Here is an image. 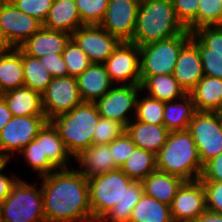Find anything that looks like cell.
Returning a JSON list of instances; mask_svg holds the SVG:
<instances>
[{
  "mask_svg": "<svg viewBox=\"0 0 222 222\" xmlns=\"http://www.w3.org/2000/svg\"><path fill=\"white\" fill-rule=\"evenodd\" d=\"M23 86L22 50L12 47L0 55V94Z\"/></svg>",
  "mask_w": 222,
  "mask_h": 222,
  "instance_id": "obj_28",
  "label": "cell"
},
{
  "mask_svg": "<svg viewBox=\"0 0 222 222\" xmlns=\"http://www.w3.org/2000/svg\"><path fill=\"white\" fill-rule=\"evenodd\" d=\"M100 117L95 103L82 101L71 111L54 117L50 122L57 129L68 152L75 158L92 145Z\"/></svg>",
  "mask_w": 222,
  "mask_h": 222,
  "instance_id": "obj_5",
  "label": "cell"
},
{
  "mask_svg": "<svg viewBox=\"0 0 222 222\" xmlns=\"http://www.w3.org/2000/svg\"><path fill=\"white\" fill-rule=\"evenodd\" d=\"M120 169L134 181H142L157 170L156 155L136 147Z\"/></svg>",
  "mask_w": 222,
  "mask_h": 222,
  "instance_id": "obj_31",
  "label": "cell"
},
{
  "mask_svg": "<svg viewBox=\"0 0 222 222\" xmlns=\"http://www.w3.org/2000/svg\"><path fill=\"white\" fill-rule=\"evenodd\" d=\"M81 100L95 103L114 85L104 64L92 63L77 77Z\"/></svg>",
  "mask_w": 222,
  "mask_h": 222,
  "instance_id": "obj_19",
  "label": "cell"
},
{
  "mask_svg": "<svg viewBox=\"0 0 222 222\" xmlns=\"http://www.w3.org/2000/svg\"><path fill=\"white\" fill-rule=\"evenodd\" d=\"M138 96L135 110V120L147 124L164 125V102L149 95Z\"/></svg>",
  "mask_w": 222,
  "mask_h": 222,
  "instance_id": "obj_34",
  "label": "cell"
},
{
  "mask_svg": "<svg viewBox=\"0 0 222 222\" xmlns=\"http://www.w3.org/2000/svg\"><path fill=\"white\" fill-rule=\"evenodd\" d=\"M191 39V32L139 47L140 76L173 74L182 47Z\"/></svg>",
  "mask_w": 222,
  "mask_h": 222,
  "instance_id": "obj_7",
  "label": "cell"
},
{
  "mask_svg": "<svg viewBox=\"0 0 222 222\" xmlns=\"http://www.w3.org/2000/svg\"><path fill=\"white\" fill-rule=\"evenodd\" d=\"M0 222H46L41 185L18 178L0 204Z\"/></svg>",
  "mask_w": 222,
  "mask_h": 222,
  "instance_id": "obj_6",
  "label": "cell"
},
{
  "mask_svg": "<svg viewBox=\"0 0 222 222\" xmlns=\"http://www.w3.org/2000/svg\"><path fill=\"white\" fill-rule=\"evenodd\" d=\"M191 40L198 46L200 54L222 57V28L201 27L191 33Z\"/></svg>",
  "mask_w": 222,
  "mask_h": 222,
  "instance_id": "obj_33",
  "label": "cell"
},
{
  "mask_svg": "<svg viewBox=\"0 0 222 222\" xmlns=\"http://www.w3.org/2000/svg\"><path fill=\"white\" fill-rule=\"evenodd\" d=\"M42 27V23L17 9L11 2H0V32L11 47H19Z\"/></svg>",
  "mask_w": 222,
  "mask_h": 222,
  "instance_id": "obj_14",
  "label": "cell"
},
{
  "mask_svg": "<svg viewBox=\"0 0 222 222\" xmlns=\"http://www.w3.org/2000/svg\"><path fill=\"white\" fill-rule=\"evenodd\" d=\"M38 59L53 78L69 76L62 54L49 53Z\"/></svg>",
  "mask_w": 222,
  "mask_h": 222,
  "instance_id": "obj_45",
  "label": "cell"
},
{
  "mask_svg": "<svg viewBox=\"0 0 222 222\" xmlns=\"http://www.w3.org/2000/svg\"><path fill=\"white\" fill-rule=\"evenodd\" d=\"M202 165L222 153V119L219 112L197 111L187 129Z\"/></svg>",
  "mask_w": 222,
  "mask_h": 222,
  "instance_id": "obj_8",
  "label": "cell"
},
{
  "mask_svg": "<svg viewBox=\"0 0 222 222\" xmlns=\"http://www.w3.org/2000/svg\"><path fill=\"white\" fill-rule=\"evenodd\" d=\"M54 0H12L11 3L19 10L44 23Z\"/></svg>",
  "mask_w": 222,
  "mask_h": 222,
  "instance_id": "obj_41",
  "label": "cell"
},
{
  "mask_svg": "<svg viewBox=\"0 0 222 222\" xmlns=\"http://www.w3.org/2000/svg\"><path fill=\"white\" fill-rule=\"evenodd\" d=\"M62 57L71 77L77 78L92 64L84 51L72 38L65 45Z\"/></svg>",
  "mask_w": 222,
  "mask_h": 222,
  "instance_id": "obj_36",
  "label": "cell"
},
{
  "mask_svg": "<svg viewBox=\"0 0 222 222\" xmlns=\"http://www.w3.org/2000/svg\"><path fill=\"white\" fill-rule=\"evenodd\" d=\"M178 20L189 31L197 29V9L199 0H171Z\"/></svg>",
  "mask_w": 222,
  "mask_h": 222,
  "instance_id": "obj_40",
  "label": "cell"
},
{
  "mask_svg": "<svg viewBox=\"0 0 222 222\" xmlns=\"http://www.w3.org/2000/svg\"><path fill=\"white\" fill-rule=\"evenodd\" d=\"M135 148L136 145L133 143L132 138L126 131L118 138H115L110 143V150L115 164L120 168L131 153H133Z\"/></svg>",
  "mask_w": 222,
  "mask_h": 222,
  "instance_id": "obj_42",
  "label": "cell"
},
{
  "mask_svg": "<svg viewBox=\"0 0 222 222\" xmlns=\"http://www.w3.org/2000/svg\"><path fill=\"white\" fill-rule=\"evenodd\" d=\"M125 131L137 148L150 151L155 155L165 144L170 132L164 125L147 124L135 119L128 123Z\"/></svg>",
  "mask_w": 222,
  "mask_h": 222,
  "instance_id": "obj_21",
  "label": "cell"
},
{
  "mask_svg": "<svg viewBox=\"0 0 222 222\" xmlns=\"http://www.w3.org/2000/svg\"><path fill=\"white\" fill-rule=\"evenodd\" d=\"M143 193L141 181H133L125 190L123 197V214H125V222H129L132 209L138 203Z\"/></svg>",
  "mask_w": 222,
  "mask_h": 222,
  "instance_id": "obj_44",
  "label": "cell"
},
{
  "mask_svg": "<svg viewBox=\"0 0 222 222\" xmlns=\"http://www.w3.org/2000/svg\"><path fill=\"white\" fill-rule=\"evenodd\" d=\"M187 29L178 20L171 0H142L130 42L139 47L172 38Z\"/></svg>",
  "mask_w": 222,
  "mask_h": 222,
  "instance_id": "obj_3",
  "label": "cell"
},
{
  "mask_svg": "<svg viewBox=\"0 0 222 222\" xmlns=\"http://www.w3.org/2000/svg\"><path fill=\"white\" fill-rule=\"evenodd\" d=\"M46 222H94L88 178L76 168L39 177Z\"/></svg>",
  "mask_w": 222,
  "mask_h": 222,
  "instance_id": "obj_1",
  "label": "cell"
},
{
  "mask_svg": "<svg viewBox=\"0 0 222 222\" xmlns=\"http://www.w3.org/2000/svg\"><path fill=\"white\" fill-rule=\"evenodd\" d=\"M71 34L42 26L19 48L28 56L41 58L49 53L62 54Z\"/></svg>",
  "mask_w": 222,
  "mask_h": 222,
  "instance_id": "obj_18",
  "label": "cell"
},
{
  "mask_svg": "<svg viewBox=\"0 0 222 222\" xmlns=\"http://www.w3.org/2000/svg\"><path fill=\"white\" fill-rule=\"evenodd\" d=\"M11 48V45L6 41L3 34L0 32V55L5 54Z\"/></svg>",
  "mask_w": 222,
  "mask_h": 222,
  "instance_id": "obj_51",
  "label": "cell"
},
{
  "mask_svg": "<svg viewBox=\"0 0 222 222\" xmlns=\"http://www.w3.org/2000/svg\"><path fill=\"white\" fill-rule=\"evenodd\" d=\"M129 222H173L169 205L143 193L132 209Z\"/></svg>",
  "mask_w": 222,
  "mask_h": 222,
  "instance_id": "obj_30",
  "label": "cell"
},
{
  "mask_svg": "<svg viewBox=\"0 0 222 222\" xmlns=\"http://www.w3.org/2000/svg\"><path fill=\"white\" fill-rule=\"evenodd\" d=\"M83 25H99L106 13L109 0H75Z\"/></svg>",
  "mask_w": 222,
  "mask_h": 222,
  "instance_id": "obj_37",
  "label": "cell"
},
{
  "mask_svg": "<svg viewBox=\"0 0 222 222\" xmlns=\"http://www.w3.org/2000/svg\"><path fill=\"white\" fill-rule=\"evenodd\" d=\"M10 161H6L1 167H0V204L5 200V198L9 195L10 190L14 183L18 180V176L13 175L7 176L3 174L4 168L7 166V164Z\"/></svg>",
  "mask_w": 222,
  "mask_h": 222,
  "instance_id": "obj_48",
  "label": "cell"
},
{
  "mask_svg": "<svg viewBox=\"0 0 222 222\" xmlns=\"http://www.w3.org/2000/svg\"><path fill=\"white\" fill-rule=\"evenodd\" d=\"M6 162V160L0 155V167Z\"/></svg>",
  "mask_w": 222,
  "mask_h": 222,
  "instance_id": "obj_52",
  "label": "cell"
},
{
  "mask_svg": "<svg viewBox=\"0 0 222 222\" xmlns=\"http://www.w3.org/2000/svg\"><path fill=\"white\" fill-rule=\"evenodd\" d=\"M22 64L24 75V86L39 93H43L53 76L40 63L38 58L28 56L22 51Z\"/></svg>",
  "mask_w": 222,
  "mask_h": 222,
  "instance_id": "obj_32",
  "label": "cell"
},
{
  "mask_svg": "<svg viewBox=\"0 0 222 222\" xmlns=\"http://www.w3.org/2000/svg\"><path fill=\"white\" fill-rule=\"evenodd\" d=\"M204 76L222 79V57L218 55L200 54Z\"/></svg>",
  "mask_w": 222,
  "mask_h": 222,
  "instance_id": "obj_47",
  "label": "cell"
},
{
  "mask_svg": "<svg viewBox=\"0 0 222 222\" xmlns=\"http://www.w3.org/2000/svg\"><path fill=\"white\" fill-rule=\"evenodd\" d=\"M139 3L140 0H109L105 16L99 25L120 41H131Z\"/></svg>",
  "mask_w": 222,
  "mask_h": 222,
  "instance_id": "obj_15",
  "label": "cell"
},
{
  "mask_svg": "<svg viewBox=\"0 0 222 222\" xmlns=\"http://www.w3.org/2000/svg\"><path fill=\"white\" fill-rule=\"evenodd\" d=\"M140 85H114L104 96L98 99L95 104L101 117L117 121L125 128L132 120L128 116L134 112L136 103L141 93ZM134 115V116H133Z\"/></svg>",
  "mask_w": 222,
  "mask_h": 222,
  "instance_id": "obj_10",
  "label": "cell"
},
{
  "mask_svg": "<svg viewBox=\"0 0 222 222\" xmlns=\"http://www.w3.org/2000/svg\"><path fill=\"white\" fill-rule=\"evenodd\" d=\"M46 122L45 115L13 116L0 131V155L10 161L35 139Z\"/></svg>",
  "mask_w": 222,
  "mask_h": 222,
  "instance_id": "obj_9",
  "label": "cell"
},
{
  "mask_svg": "<svg viewBox=\"0 0 222 222\" xmlns=\"http://www.w3.org/2000/svg\"><path fill=\"white\" fill-rule=\"evenodd\" d=\"M12 0H0V2H11Z\"/></svg>",
  "mask_w": 222,
  "mask_h": 222,
  "instance_id": "obj_54",
  "label": "cell"
},
{
  "mask_svg": "<svg viewBox=\"0 0 222 222\" xmlns=\"http://www.w3.org/2000/svg\"><path fill=\"white\" fill-rule=\"evenodd\" d=\"M12 113L8 109V106L4 99L0 96V131L5 125L12 119Z\"/></svg>",
  "mask_w": 222,
  "mask_h": 222,
  "instance_id": "obj_49",
  "label": "cell"
},
{
  "mask_svg": "<svg viewBox=\"0 0 222 222\" xmlns=\"http://www.w3.org/2000/svg\"><path fill=\"white\" fill-rule=\"evenodd\" d=\"M42 26L69 34L83 26L75 0H54Z\"/></svg>",
  "mask_w": 222,
  "mask_h": 222,
  "instance_id": "obj_23",
  "label": "cell"
},
{
  "mask_svg": "<svg viewBox=\"0 0 222 222\" xmlns=\"http://www.w3.org/2000/svg\"><path fill=\"white\" fill-rule=\"evenodd\" d=\"M111 81L121 85H140L139 46L121 41L104 63Z\"/></svg>",
  "mask_w": 222,
  "mask_h": 222,
  "instance_id": "obj_11",
  "label": "cell"
},
{
  "mask_svg": "<svg viewBox=\"0 0 222 222\" xmlns=\"http://www.w3.org/2000/svg\"><path fill=\"white\" fill-rule=\"evenodd\" d=\"M218 27L222 28V17H221V20H220V23H219Z\"/></svg>",
  "mask_w": 222,
  "mask_h": 222,
  "instance_id": "obj_53",
  "label": "cell"
},
{
  "mask_svg": "<svg viewBox=\"0 0 222 222\" xmlns=\"http://www.w3.org/2000/svg\"><path fill=\"white\" fill-rule=\"evenodd\" d=\"M140 77L141 91H148L147 95L162 102L180 100L187 95L173 74Z\"/></svg>",
  "mask_w": 222,
  "mask_h": 222,
  "instance_id": "obj_27",
  "label": "cell"
},
{
  "mask_svg": "<svg viewBox=\"0 0 222 222\" xmlns=\"http://www.w3.org/2000/svg\"><path fill=\"white\" fill-rule=\"evenodd\" d=\"M200 180L222 182V153L203 165Z\"/></svg>",
  "mask_w": 222,
  "mask_h": 222,
  "instance_id": "obj_46",
  "label": "cell"
},
{
  "mask_svg": "<svg viewBox=\"0 0 222 222\" xmlns=\"http://www.w3.org/2000/svg\"><path fill=\"white\" fill-rule=\"evenodd\" d=\"M156 166L157 170L181 177L184 181L200 179L203 165L188 130L169 132L165 144L156 154Z\"/></svg>",
  "mask_w": 222,
  "mask_h": 222,
  "instance_id": "obj_4",
  "label": "cell"
},
{
  "mask_svg": "<svg viewBox=\"0 0 222 222\" xmlns=\"http://www.w3.org/2000/svg\"><path fill=\"white\" fill-rule=\"evenodd\" d=\"M192 222H222V214L206 209L197 219Z\"/></svg>",
  "mask_w": 222,
  "mask_h": 222,
  "instance_id": "obj_50",
  "label": "cell"
},
{
  "mask_svg": "<svg viewBox=\"0 0 222 222\" xmlns=\"http://www.w3.org/2000/svg\"><path fill=\"white\" fill-rule=\"evenodd\" d=\"M205 189L206 209L222 214V182L201 181Z\"/></svg>",
  "mask_w": 222,
  "mask_h": 222,
  "instance_id": "obj_43",
  "label": "cell"
},
{
  "mask_svg": "<svg viewBox=\"0 0 222 222\" xmlns=\"http://www.w3.org/2000/svg\"><path fill=\"white\" fill-rule=\"evenodd\" d=\"M141 182L145 195L170 206L184 180L176 175L156 170Z\"/></svg>",
  "mask_w": 222,
  "mask_h": 222,
  "instance_id": "obj_25",
  "label": "cell"
},
{
  "mask_svg": "<svg viewBox=\"0 0 222 222\" xmlns=\"http://www.w3.org/2000/svg\"><path fill=\"white\" fill-rule=\"evenodd\" d=\"M20 154L23 155L26 164H28V166L30 165L32 170L36 172L39 177L56 171V169L48 162V159H42L40 130L35 139L26 145Z\"/></svg>",
  "mask_w": 222,
  "mask_h": 222,
  "instance_id": "obj_35",
  "label": "cell"
},
{
  "mask_svg": "<svg viewBox=\"0 0 222 222\" xmlns=\"http://www.w3.org/2000/svg\"><path fill=\"white\" fill-rule=\"evenodd\" d=\"M197 29L218 26L222 17V0H199Z\"/></svg>",
  "mask_w": 222,
  "mask_h": 222,
  "instance_id": "obj_38",
  "label": "cell"
},
{
  "mask_svg": "<svg viewBox=\"0 0 222 222\" xmlns=\"http://www.w3.org/2000/svg\"><path fill=\"white\" fill-rule=\"evenodd\" d=\"M126 128L119 122L100 117L95 128L92 145L110 144L125 132Z\"/></svg>",
  "mask_w": 222,
  "mask_h": 222,
  "instance_id": "obj_39",
  "label": "cell"
},
{
  "mask_svg": "<svg viewBox=\"0 0 222 222\" xmlns=\"http://www.w3.org/2000/svg\"><path fill=\"white\" fill-rule=\"evenodd\" d=\"M12 116L45 115L42 94L28 87H20L1 94Z\"/></svg>",
  "mask_w": 222,
  "mask_h": 222,
  "instance_id": "obj_24",
  "label": "cell"
},
{
  "mask_svg": "<svg viewBox=\"0 0 222 222\" xmlns=\"http://www.w3.org/2000/svg\"><path fill=\"white\" fill-rule=\"evenodd\" d=\"M197 112L195 104L189 94L180 101L164 102V126L169 131L187 130L189 122Z\"/></svg>",
  "mask_w": 222,
  "mask_h": 222,
  "instance_id": "obj_29",
  "label": "cell"
},
{
  "mask_svg": "<svg viewBox=\"0 0 222 222\" xmlns=\"http://www.w3.org/2000/svg\"><path fill=\"white\" fill-rule=\"evenodd\" d=\"M75 159L80 164L77 170L88 179L119 168L114 162L110 144L91 145Z\"/></svg>",
  "mask_w": 222,
  "mask_h": 222,
  "instance_id": "obj_20",
  "label": "cell"
},
{
  "mask_svg": "<svg viewBox=\"0 0 222 222\" xmlns=\"http://www.w3.org/2000/svg\"><path fill=\"white\" fill-rule=\"evenodd\" d=\"M134 180L120 168L88 179L89 203L94 222H125L123 197Z\"/></svg>",
  "mask_w": 222,
  "mask_h": 222,
  "instance_id": "obj_2",
  "label": "cell"
},
{
  "mask_svg": "<svg viewBox=\"0 0 222 222\" xmlns=\"http://www.w3.org/2000/svg\"><path fill=\"white\" fill-rule=\"evenodd\" d=\"M71 38L84 51L91 63L104 64L121 42L100 25H83Z\"/></svg>",
  "mask_w": 222,
  "mask_h": 222,
  "instance_id": "obj_13",
  "label": "cell"
},
{
  "mask_svg": "<svg viewBox=\"0 0 222 222\" xmlns=\"http://www.w3.org/2000/svg\"><path fill=\"white\" fill-rule=\"evenodd\" d=\"M189 95L197 111H222V79L220 78L203 76Z\"/></svg>",
  "mask_w": 222,
  "mask_h": 222,
  "instance_id": "obj_26",
  "label": "cell"
},
{
  "mask_svg": "<svg viewBox=\"0 0 222 222\" xmlns=\"http://www.w3.org/2000/svg\"><path fill=\"white\" fill-rule=\"evenodd\" d=\"M173 222H192L206 210L205 189L200 179L184 181L170 205Z\"/></svg>",
  "mask_w": 222,
  "mask_h": 222,
  "instance_id": "obj_16",
  "label": "cell"
},
{
  "mask_svg": "<svg viewBox=\"0 0 222 222\" xmlns=\"http://www.w3.org/2000/svg\"><path fill=\"white\" fill-rule=\"evenodd\" d=\"M81 102L76 77H55L42 93V105L47 121L71 111Z\"/></svg>",
  "mask_w": 222,
  "mask_h": 222,
  "instance_id": "obj_12",
  "label": "cell"
},
{
  "mask_svg": "<svg viewBox=\"0 0 222 222\" xmlns=\"http://www.w3.org/2000/svg\"><path fill=\"white\" fill-rule=\"evenodd\" d=\"M40 142L42 150V159H48V162L56 170L70 169L72 155L68 152L64 142L59 136L57 129L50 121H47L40 129Z\"/></svg>",
  "mask_w": 222,
  "mask_h": 222,
  "instance_id": "obj_22",
  "label": "cell"
},
{
  "mask_svg": "<svg viewBox=\"0 0 222 222\" xmlns=\"http://www.w3.org/2000/svg\"><path fill=\"white\" fill-rule=\"evenodd\" d=\"M173 76L187 94L204 76L198 46L191 39L182 47L178 55Z\"/></svg>",
  "mask_w": 222,
  "mask_h": 222,
  "instance_id": "obj_17",
  "label": "cell"
}]
</instances>
